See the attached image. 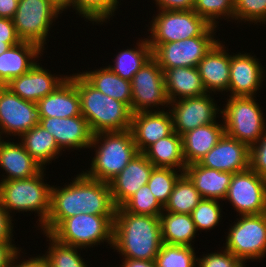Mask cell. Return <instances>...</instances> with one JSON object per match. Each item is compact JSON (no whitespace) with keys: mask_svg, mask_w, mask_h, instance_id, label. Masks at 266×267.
I'll use <instances>...</instances> for the list:
<instances>
[{"mask_svg":"<svg viewBox=\"0 0 266 267\" xmlns=\"http://www.w3.org/2000/svg\"><path fill=\"white\" fill-rule=\"evenodd\" d=\"M121 207L129 213L141 215L160 216L163 212V206L152 194L148 185L140 187Z\"/></svg>","mask_w":266,"mask_h":267,"instance_id":"cell-40","label":"cell"},{"mask_svg":"<svg viewBox=\"0 0 266 267\" xmlns=\"http://www.w3.org/2000/svg\"><path fill=\"white\" fill-rule=\"evenodd\" d=\"M203 257L197 256V267H242L244 264L235 257L230 251H214L203 254Z\"/></svg>","mask_w":266,"mask_h":267,"instance_id":"cell-43","label":"cell"},{"mask_svg":"<svg viewBox=\"0 0 266 267\" xmlns=\"http://www.w3.org/2000/svg\"><path fill=\"white\" fill-rule=\"evenodd\" d=\"M20 139L24 149L44 169L61 156L62 150L58 147L54 136L39 124L22 134ZM46 165V166H45Z\"/></svg>","mask_w":266,"mask_h":267,"instance_id":"cell-31","label":"cell"},{"mask_svg":"<svg viewBox=\"0 0 266 267\" xmlns=\"http://www.w3.org/2000/svg\"><path fill=\"white\" fill-rule=\"evenodd\" d=\"M201 200L202 197L194 184L183 174L176 182L163 210L179 214H191Z\"/></svg>","mask_w":266,"mask_h":267,"instance_id":"cell-34","label":"cell"},{"mask_svg":"<svg viewBox=\"0 0 266 267\" xmlns=\"http://www.w3.org/2000/svg\"><path fill=\"white\" fill-rule=\"evenodd\" d=\"M224 123L217 121L188 131L182 135L183 156L187 165L197 163L224 135Z\"/></svg>","mask_w":266,"mask_h":267,"instance_id":"cell-27","label":"cell"},{"mask_svg":"<svg viewBox=\"0 0 266 267\" xmlns=\"http://www.w3.org/2000/svg\"><path fill=\"white\" fill-rule=\"evenodd\" d=\"M200 165L223 172L237 173L250 166V147L226 133L198 162Z\"/></svg>","mask_w":266,"mask_h":267,"instance_id":"cell-19","label":"cell"},{"mask_svg":"<svg viewBox=\"0 0 266 267\" xmlns=\"http://www.w3.org/2000/svg\"><path fill=\"white\" fill-rule=\"evenodd\" d=\"M199 97L183 98L170 102L173 130L180 136L199 126L214 123L222 108L215 102L214 93ZM219 114V115H218Z\"/></svg>","mask_w":266,"mask_h":267,"instance_id":"cell-14","label":"cell"},{"mask_svg":"<svg viewBox=\"0 0 266 267\" xmlns=\"http://www.w3.org/2000/svg\"><path fill=\"white\" fill-rule=\"evenodd\" d=\"M138 40L135 48H127L118 52L114 57L113 66L108 64L115 74L128 81H131L135 73L152 58V48L148 38Z\"/></svg>","mask_w":266,"mask_h":267,"instance_id":"cell-33","label":"cell"},{"mask_svg":"<svg viewBox=\"0 0 266 267\" xmlns=\"http://www.w3.org/2000/svg\"><path fill=\"white\" fill-rule=\"evenodd\" d=\"M158 10H193L194 0H153Z\"/></svg>","mask_w":266,"mask_h":267,"instance_id":"cell-47","label":"cell"},{"mask_svg":"<svg viewBox=\"0 0 266 267\" xmlns=\"http://www.w3.org/2000/svg\"><path fill=\"white\" fill-rule=\"evenodd\" d=\"M215 199H204L191 212L192 220L195 224L196 230L200 232L202 230H212L215 226H218L222 217L221 203ZM220 203V204H219Z\"/></svg>","mask_w":266,"mask_h":267,"instance_id":"cell-41","label":"cell"},{"mask_svg":"<svg viewBox=\"0 0 266 267\" xmlns=\"http://www.w3.org/2000/svg\"><path fill=\"white\" fill-rule=\"evenodd\" d=\"M80 97L81 115L87 120L92 134L120 132L131 129L130 107L104 95L92 86L79 72L70 74Z\"/></svg>","mask_w":266,"mask_h":267,"instance_id":"cell-3","label":"cell"},{"mask_svg":"<svg viewBox=\"0 0 266 267\" xmlns=\"http://www.w3.org/2000/svg\"><path fill=\"white\" fill-rule=\"evenodd\" d=\"M50 243L47 251L43 254L49 267H88L85 259L82 258L79 247L68 246L58 242L50 234L42 233ZM79 250V252H78Z\"/></svg>","mask_w":266,"mask_h":267,"instance_id":"cell-35","label":"cell"},{"mask_svg":"<svg viewBox=\"0 0 266 267\" xmlns=\"http://www.w3.org/2000/svg\"><path fill=\"white\" fill-rule=\"evenodd\" d=\"M148 27L149 43H170L203 36L212 26L194 10H157Z\"/></svg>","mask_w":266,"mask_h":267,"instance_id":"cell-9","label":"cell"},{"mask_svg":"<svg viewBox=\"0 0 266 267\" xmlns=\"http://www.w3.org/2000/svg\"><path fill=\"white\" fill-rule=\"evenodd\" d=\"M17 251L10 242H0V267H10L12 258Z\"/></svg>","mask_w":266,"mask_h":267,"instance_id":"cell-49","label":"cell"},{"mask_svg":"<svg viewBox=\"0 0 266 267\" xmlns=\"http://www.w3.org/2000/svg\"><path fill=\"white\" fill-rule=\"evenodd\" d=\"M119 2L121 3V0H72V8L79 17H84L85 21L102 25L114 16Z\"/></svg>","mask_w":266,"mask_h":267,"instance_id":"cell-36","label":"cell"},{"mask_svg":"<svg viewBox=\"0 0 266 267\" xmlns=\"http://www.w3.org/2000/svg\"><path fill=\"white\" fill-rule=\"evenodd\" d=\"M193 10L215 27L219 19L234 20V0H194Z\"/></svg>","mask_w":266,"mask_h":267,"instance_id":"cell-39","label":"cell"},{"mask_svg":"<svg viewBox=\"0 0 266 267\" xmlns=\"http://www.w3.org/2000/svg\"><path fill=\"white\" fill-rule=\"evenodd\" d=\"M130 130L139 153H143L150 145L174 131L171 112L168 109L166 112L133 113Z\"/></svg>","mask_w":266,"mask_h":267,"instance_id":"cell-20","label":"cell"},{"mask_svg":"<svg viewBox=\"0 0 266 267\" xmlns=\"http://www.w3.org/2000/svg\"><path fill=\"white\" fill-rule=\"evenodd\" d=\"M12 221H14L12 216L6 211L0 198V242H10L17 250H20L22 248L16 247L15 242H12L14 241Z\"/></svg>","mask_w":266,"mask_h":267,"instance_id":"cell-45","label":"cell"},{"mask_svg":"<svg viewBox=\"0 0 266 267\" xmlns=\"http://www.w3.org/2000/svg\"><path fill=\"white\" fill-rule=\"evenodd\" d=\"M159 219L164 244L193 246V239L198 232L191 214H179L163 210Z\"/></svg>","mask_w":266,"mask_h":267,"instance_id":"cell-32","label":"cell"},{"mask_svg":"<svg viewBox=\"0 0 266 267\" xmlns=\"http://www.w3.org/2000/svg\"><path fill=\"white\" fill-rule=\"evenodd\" d=\"M254 172L266 179V131L257 143L250 147V166Z\"/></svg>","mask_w":266,"mask_h":267,"instance_id":"cell-44","label":"cell"},{"mask_svg":"<svg viewBox=\"0 0 266 267\" xmlns=\"http://www.w3.org/2000/svg\"><path fill=\"white\" fill-rule=\"evenodd\" d=\"M184 174L202 198L219 201L224 200L233 177V173L210 169L198 162L187 165Z\"/></svg>","mask_w":266,"mask_h":267,"instance_id":"cell-26","label":"cell"},{"mask_svg":"<svg viewBox=\"0 0 266 267\" xmlns=\"http://www.w3.org/2000/svg\"><path fill=\"white\" fill-rule=\"evenodd\" d=\"M225 200L239 215L266 213V179L250 167L234 173Z\"/></svg>","mask_w":266,"mask_h":267,"instance_id":"cell-13","label":"cell"},{"mask_svg":"<svg viewBox=\"0 0 266 267\" xmlns=\"http://www.w3.org/2000/svg\"><path fill=\"white\" fill-rule=\"evenodd\" d=\"M44 171L27 179L0 181V198L6 211L11 216L17 211L37 213V228L46 223L50 211L52 186L44 182Z\"/></svg>","mask_w":266,"mask_h":267,"instance_id":"cell-5","label":"cell"},{"mask_svg":"<svg viewBox=\"0 0 266 267\" xmlns=\"http://www.w3.org/2000/svg\"><path fill=\"white\" fill-rule=\"evenodd\" d=\"M184 174L173 168L154 167L147 182L152 194L164 207L178 179Z\"/></svg>","mask_w":266,"mask_h":267,"instance_id":"cell-37","label":"cell"},{"mask_svg":"<svg viewBox=\"0 0 266 267\" xmlns=\"http://www.w3.org/2000/svg\"><path fill=\"white\" fill-rule=\"evenodd\" d=\"M44 50L37 44L21 41L0 55V86L27 73L42 57ZM40 55V56H39Z\"/></svg>","mask_w":266,"mask_h":267,"instance_id":"cell-24","label":"cell"},{"mask_svg":"<svg viewBox=\"0 0 266 267\" xmlns=\"http://www.w3.org/2000/svg\"><path fill=\"white\" fill-rule=\"evenodd\" d=\"M21 251H22V249L18 250L14 254V256L12 258V261H11V264H10V267H49L47 259L43 254H41V255L39 254V255H37L35 257L32 256L31 258L28 257V260L24 259L22 257V259H23L22 260V259H19V258H21L20 257V255H21L20 252Z\"/></svg>","mask_w":266,"mask_h":267,"instance_id":"cell-46","label":"cell"},{"mask_svg":"<svg viewBox=\"0 0 266 267\" xmlns=\"http://www.w3.org/2000/svg\"><path fill=\"white\" fill-rule=\"evenodd\" d=\"M212 26L203 36H196L170 43H149L152 57L165 72L175 67H197L203 57L219 41L218 30ZM215 31V32H214Z\"/></svg>","mask_w":266,"mask_h":267,"instance_id":"cell-10","label":"cell"},{"mask_svg":"<svg viewBox=\"0 0 266 267\" xmlns=\"http://www.w3.org/2000/svg\"><path fill=\"white\" fill-rule=\"evenodd\" d=\"M90 148H95V154L90 168L82 172L91 179L107 183L139 153L131 130L94 134Z\"/></svg>","mask_w":266,"mask_h":267,"instance_id":"cell-4","label":"cell"},{"mask_svg":"<svg viewBox=\"0 0 266 267\" xmlns=\"http://www.w3.org/2000/svg\"><path fill=\"white\" fill-rule=\"evenodd\" d=\"M0 40H21L12 19L0 17Z\"/></svg>","mask_w":266,"mask_h":267,"instance_id":"cell-48","label":"cell"},{"mask_svg":"<svg viewBox=\"0 0 266 267\" xmlns=\"http://www.w3.org/2000/svg\"><path fill=\"white\" fill-rule=\"evenodd\" d=\"M226 100L220 116L225 133L251 147L266 131L263 107L254 97H229Z\"/></svg>","mask_w":266,"mask_h":267,"instance_id":"cell-7","label":"cell"},{"mask_svg":"<svg viewBox=\"0 0 266 267\" xmlns=\"http://www.w3.org/2000/svg\"><path fill=\"white\" fill-rule=\"evenodd\" d=\"M70 184L52 185L50 211L41 232L50 234L64 219L81 213L115 215L109 183L94 180L83 172L72 178Z\"/></svg>","mask_w":266,"mask_h":267,"instance_id":"cell-1","label":"cell"},{"mask_svg":"<svg viewBox=\"0 0 266 267\" xmlns=\"http://www.w3.org/2000/svg\"><path fill=\"white\" fill-rule=\"evenodd\" d=\"M159 217L129 213L117 207L112 249L122 258L155 261L163 244Z\"/></svg>","mask_w":266,"mask_h":267,"instance_id":"cell-2","label":"cell"},{"mask_svg":"<svg viewBox=\"0 0 266 267\" xmlns=\"http://www.w3.org/2000/svg\"><path fill=\"white\" fill-rule=\"evenodd\" d=\"M39 123L37 104L26 101L0 86V128L2 134L20 137Z\"/></svg>","mask_w":266,"mask_h":267,"instance_id":"cell-15","label":"cell"},{"mask_svg":"<svg viewBox=\"0 0 266 267\" xmlns=\"http://www.w3.org/2000/svg\"><path fill=\"white\" fill-rule=\"evenodd\" d=\"M224 248L243 264L266 255V213L239 215L228 229ZM246 261V262H245Z\"/></svg>","mask_w":266,"mask_h":267,"instance_id":"cell-8","label":"cell"},{"mask_svg":"<svg viewBox=\"0 0 266 267\" xmlns=\"http://www.w3.org/2000/svg\"><path fill=\"white\" fill-rule=\"evenodd\" d=\"M114 217L81 213L64 219L50 235L62 244L84 250L104 241L112 248Z\"/></svg>","mask_w":266,"mask_h":267,"instance_id":"cell-6","label":"cell"},{"mask_svg":"<svg viewBox=\"0 0 266 267\" xmlns=\"http://www.w3.org/2000/svg\"><path fill=\"white\" fill-rule=\"evenodd\" d=\"M92 86L104 95L127 104L131 109V81L121 78L108 66L79 72Z\"/></svg>","mask_w":266,"mask_h":267,"instance_id":"cell-30","label":"cell"},{"mask_svg":"<svg viewBox=\"0 0 266 267\" xmlns=\"http://www.w3.org/2000/svg\"><path fill=\"white\" fill-rule=\"evenodd\" d=\"M164 75L169 102L207 94L197 67H175Z\"/></svg>","mask_w":266,"mask_h":267,"instance_id":"cell-28","label":"cell"},{"mask_svg":"<svg viewBox=\"0 0 266 267\" xmlns=\"http://www.w3.org/2000/svg\"><path fill=\"white\" fill-rule=\"evenodd\" d=\"M155 166L143 153H138L128 165L109 182L114 205L120 207L140 187L147 185Z\"/></svg>","mask_w":266,"mask_h":267,"instance_id":"cell-21","label":"cell"},{"mask_svg":"<svg viewBox=\"0 0 266 267\" xmlns=\"http://www.w3.org/2000/svg\"><path fill=\"white\" fill-rule=\"evenodd\" d=\"M38 124L54 136L62 151L89 149L91 145L93 134L82 115L69 118L39 117Z\"/></svg>","mask_w":266,"mask_h":267,"instance_id":"cell-17","label":"cell"},{"mask_svg":"<svg viewBox=\"0 0 266 267\" xmlns=\"http://www.w3.org/2000/svg\"><path fill=\"white\" fill-rule=\"evenodd\" d=\"M226 46L218 41L199 62L197 68L208 94L226 93L230 79V53ZM213 91V92H212Z\"/></svg>","mask_w":266,"mask_h":267,"instance_id":"cell-22","label":"cell"},{"mask_svg":"<svg viewBox=\"0 0 266 267\" xmlns=\"http://www.w3.org/2000/svg\"><path fill=\"white\" fill-rule=\"evenodd\" d=\"M60 14L49 0H20L12 20L21 41L35 43L46 50L51 25Z\"/></svg>","mask_w":266,"mask_h":267,"instance_id":"cell-11","label":"cell"},{"mask_svg":"<svg viewBox=\"0 0 266 267\" xmlns=\"http://www.w3.org/2000/svg\"><path fill=\"white\" fill-rule=\"evenodd\" d=\"M143 154L155 167L184 172L187 166L183 156L182 136L175 131L150 145Z\"/></svg>","mask_w":266,"mask_h":267,"instance_id":"cell-29","label":"cell"},{"mask_svg":"<svg viewBox=\"0 0 266 267\" xmlns=\"http://www.w3.org/2000/svg\"><path fill=\"white\" fill-rule=\"evenodd\" d=\"M194 246L162 244L156 256L157 267H196Z\"/></svg>","mask_w":266,"mask_h":267,"instance_id":"cell-38","label":"cell"},{"mask_svg":"<svg viewBox=\"0 0 266 267\" xmlns=\"http://www.w3.org/2000/svg\"><path fill=\"white\" fill-rule=\"evenodd\" d=\"M131 91L132 113L167 110L164 107L169 109L170 102L166 93L165 75L153 57L133 76ZM158 106L164 107H161L162 109L160 110Z\"/></svg>","mask_w":266,"mask_h":267,"instance_id":"cell-12","label":"cell"},{"mask_svg":"<svg viewBox=\"0 0 266 267\" xmlns=\"http://www.w3.org/2000/svg\"><path fill=\"white\" fill-rule=\"evenodd\" d=\"M251 53L230 54L229 97H255L265 79V68ZM264 79V80H263Z\"/></svg>","mask_w":266,"mask_h":267,"instance_id":"cell-16","label":"cell"},{"mask_svg":"<svg viewBox=\"0 0 266 267\" xmlns=\"http://www.w3.org/2000/svg\"><path fill=\"white\" fill-rule=\"evenodd\" d=\"M38 62L27 73L11 79L5 87L22 99L37 103L54 92L69 77L51 74L49 69Z\"/></svg>","mask_w":266,"mask_h":267,"instance_id":"cell-18","label":"cell"},{"mask_svg":"<svg viewBox=\"0 0 266 267\" xmlns=\"http://www.w3.org/2000/svg\"><path fill=\"white\" fill-rule=\"evenodd\" d=\"M21 40H0V55L7 51L11 46L17 45Z\"/></svg>","mask_w":266,"mask_h":267,"instance_id":"cell-53","label":"cell"},{"mask_svg":"<svg viewBox=\"0 0 266 267\" xmlns=\"http://www.w3.org/2000/svg\"><path fill=\"white\" fill-rule=\"evenodd\" d=\"M61 13L63 11L71 9L72 0H49ZM69 7V8H68ZM66 9V10H65Z\"/></svg>","mask_w":266,"mask_h":267,"instance_id":"cell-52","label":"cell"},{"mask_svg":"<svg viewBox=\"0 0 266 267\" xmlns=\"http://www.w3.org/2000/svg\"><path fill=\"white\" fill-rule=\"evenodd\" d=\"M3 141L0 145V168L5 171L2 180L27 179L37 175L43 167L24 149L22 143Z\"/></svg>","mask_w":266,"mask_h":267,"instance_id":"cell-25","label":"cell"},{"mask_svg":"<svg viewBox=\"0 0 266 267\" xmlns=\"http://www.w3.org/2000/svg\"><path fill=\"white\" fill-rule=\"evenodd\" d=\"M36 104L39 117L69 118L81 115L78 90L69 77L54 92Z\"/></svg>","mask_w":266,"mask_h":267,"instance_id":"cell-23","label":"cell"},{"mask_svg":"<svg viewBox=\"0 0 266 267\" xmlns=\"http://www.w3.org/2000/svg\"><path fill=\"white\" fill-rule=\"evenodd\" d=\"M3 136V134H2V131H1V128H0V145L3 143V141H4V137H2Z\"/></svg>","mask_w":266,"mask_h":267,"instance_id":"cell-54","label":"cell"},{"mask_svg":"<svg viewBox=\"0 0 266 267\" xmlns=\"http://www.w3.org/2000/svg\"><path fill=\"white\" fill-rule=\"evenodd\" d=\"M242 21L266 24V0H234V22Z\"/></svg>","mask_w":266,"mask_h":267,"instance_id":"cell-42","label":"cell"},{"mask_svg":"<svg viewBox=\"0 0 266 267\" xmlns=\"http://www.w3.org/2000/svg\"><path fill=\"white\" fill-rule=\"evenodd\" d=\"M124 259V260H123ZM119 267H157L156 261L123 258Z\"/></svg>","mask_w":266,"mask_h":267,"instance_id":"cell-51","label":"cell"},{"mask_svg":"<svg viewBox=\"0 0 266 267\" xmlns=\"http://www.w3.org/2000/svg\"><path fill=\"white\" fill-rule=\"evenodd\" d=\"M17 0H0V17L12 19L18 7Z\"/></svg>","mask_w":266,"mask_h":267,"instance_id":"cell-50","label":"cell"}]
</instances>
